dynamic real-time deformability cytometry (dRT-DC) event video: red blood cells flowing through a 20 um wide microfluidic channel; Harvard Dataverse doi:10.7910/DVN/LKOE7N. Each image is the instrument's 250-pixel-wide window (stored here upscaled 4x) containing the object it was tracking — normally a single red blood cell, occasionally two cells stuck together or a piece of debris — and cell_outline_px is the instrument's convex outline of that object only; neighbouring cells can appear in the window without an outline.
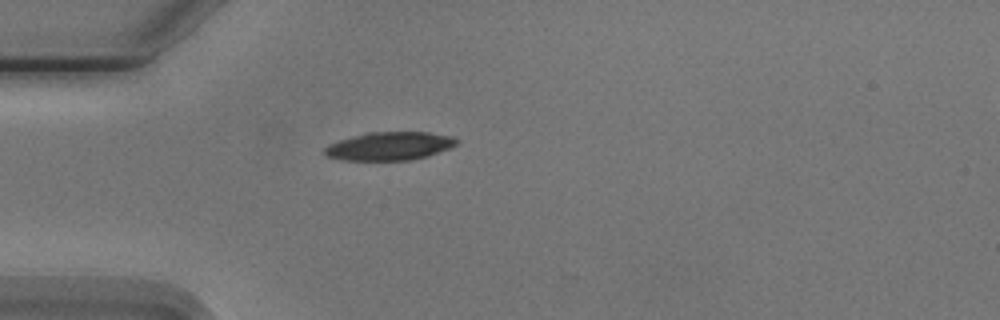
{"species": "Egyptian fruit bat (a non-hibernating species)", "species_latin": "Rousettus aegyptiacus", "temperature_condition": "cold", "stored_images_in_passage": 1, "camera_frame_rate_fps": 3000, "um_per_image_px": 0.085, "animal": {"sex": "male"}, "frame": {"image": 1, "passage_image": 1, "time_ms": 0.0, "image_size_px": [1000, 320], "cell_outline_px": [[460, 140], [452, 148], [428, 156], [408, 160], [344, 160], [328, 156], [324, 152], [324, 148], [328, 144], [340, 140], [368, 132], [428, 132], [452, 136]], "centroid_in_image_um": [33.16, 12.41], "position_along_channel_um": 51.8, "area_um2": 21.73}}